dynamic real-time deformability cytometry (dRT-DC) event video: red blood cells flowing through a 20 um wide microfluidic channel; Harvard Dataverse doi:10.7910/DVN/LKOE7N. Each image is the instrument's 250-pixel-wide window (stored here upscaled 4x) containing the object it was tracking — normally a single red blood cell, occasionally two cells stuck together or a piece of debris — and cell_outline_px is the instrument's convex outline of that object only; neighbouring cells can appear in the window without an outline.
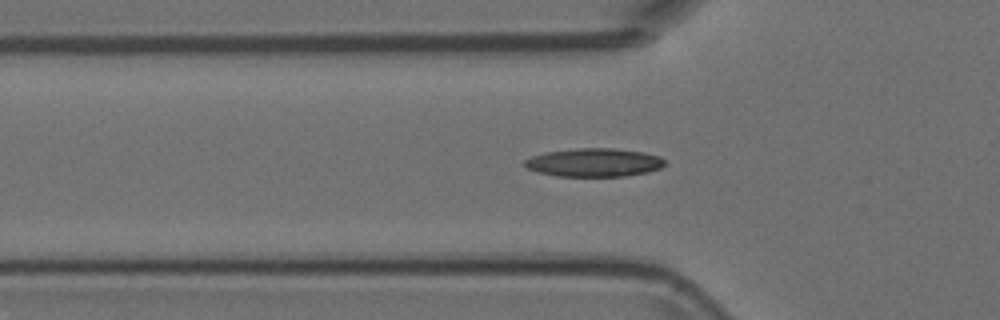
{"species": "Egyptian fruit bat (a non-hibernating species)", "species_latin": "Rousettus aegyptiacus", "temperature_condition": "room temperature", "stored_images_in_passage": 39, "segment_of_instrument_passage": [1, 2], "camera_frame_rate_fps": 3000, "um_per_image_px": 0.085, "animal": {"sex": "female"}, "frame": {"image": 1, "passage_image": 2, "time_ms": 0.333, "image_size_px": [1000, 320], "cell_outline_px": [[664, 164], [660, 168], [648, 172], [624, 176], [556, 176], [540, 172], [528, 168], [524, 164], [524, 160], [532, 156], [544, 152], [576, 148], [612, 148], [644, 152], [660, 156], [664, 160]], "centroid_in_image_um": [50.5, 13.8], "position_along_channel_um": 75.3, "area_um2": 23.12}}
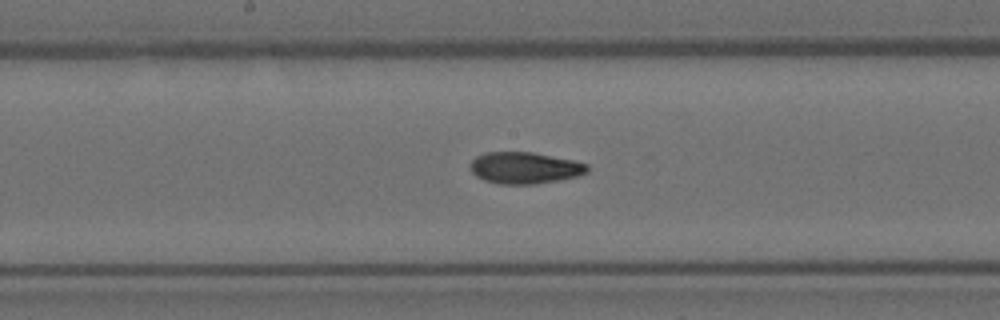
{"frame": {"image": 2, "passage_image": 12, "time_ms": 3.667, "image_size_px": [1000, 320], "cell_outline_px": [[588, 172], [576, 176], [536, 184], [496, 184], [484, 180], [476, 176], [472, 172], [472, 160], [476, 156], [484, 152], [532, 152], [572, 160], [588, 164]], "centroid_in_image_um": [44.58, 14.27], "position_along_channel_um": 203.6, "area_um2": 21.39}}
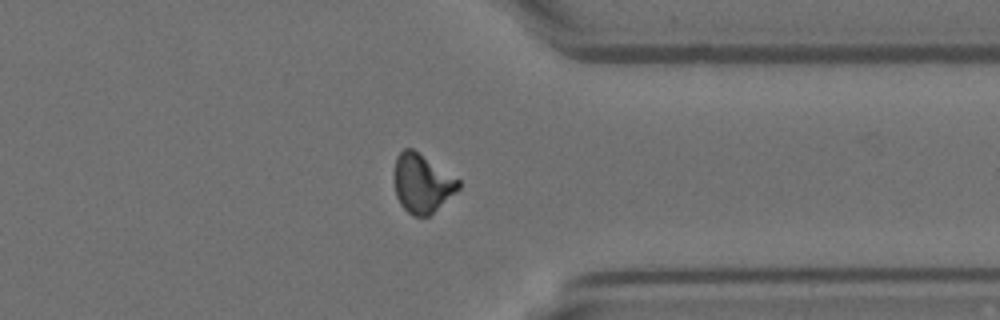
{"frame": {"image": 3, "passage_image": 26, "time_ms": 8.333, "image_size_px": [1000, 320], "cell_outline_px": [[460, 188], [456, 192], [428, 216], [412, 216], [400, 204], [396, 196], [392, 172], [396, 156], [404, 148], [412, 148], [460, 180]], "centroid_in_image_um": [35.83, 15.57], "position_along_channel_um": 375.6, "area_um2": 22.08}}